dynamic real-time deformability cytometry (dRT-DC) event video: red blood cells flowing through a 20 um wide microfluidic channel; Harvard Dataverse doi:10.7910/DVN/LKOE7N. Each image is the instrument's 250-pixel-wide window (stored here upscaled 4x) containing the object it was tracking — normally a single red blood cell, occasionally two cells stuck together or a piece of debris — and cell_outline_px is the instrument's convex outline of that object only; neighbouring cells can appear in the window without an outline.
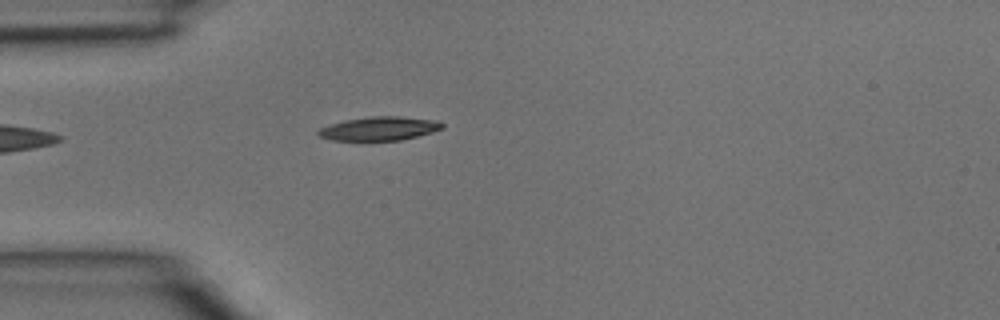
{"species": "common noctule bat (a hibernating species)", "species_latin": "Nyctalus noctula", "temperature_condition": "room temperature", "stored_images_in_passage": 3, "camera_frame_rate_fps": 3000, "um_per_image_px": 0.085, "animal": {"sex": "male", "body_mass_g": 15.6}, "frame": {"image": 1, "passage_image": 3, "time_ms": 0.667, "image_size_px": [1000, 320], "cell_outline_px": [[444, 128], [432, 132], [400, 140], [332, 140], [320, 136], [316, 132], [320, 128], [344, 120], [372, 116], [400, 116], [436, 120], [444, 124]], "centroid_in_image_um": [32.27, 10.92], "position_along_channel_um": 52.7, "area_um2": 16.99}}